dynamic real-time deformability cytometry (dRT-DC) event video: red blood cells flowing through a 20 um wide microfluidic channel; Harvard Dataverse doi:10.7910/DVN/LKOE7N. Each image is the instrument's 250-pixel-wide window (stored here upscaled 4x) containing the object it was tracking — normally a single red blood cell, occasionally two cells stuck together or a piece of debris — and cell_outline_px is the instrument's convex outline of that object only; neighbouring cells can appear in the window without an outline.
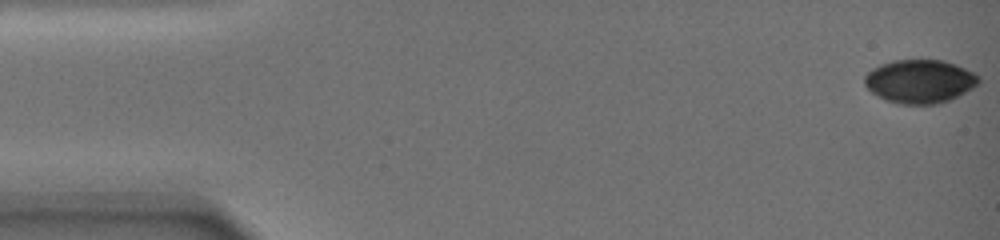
{"species": "common noctule bat (a hibernating species)", "species_latin": "Nyctalus noctula", "temperature_condition": "warm", "stored_images_in_passage": 102, "camera_frame_rate_fps": 3000, "um_per_image_px": 0.085, "animal": {"sex": "female", "body_mass_g": 19.0, "forearm_length_mm": 51.5}, "frame": {"image": 1, "passage_image": 1, "time_ms": 0.0, "image_size_px": [1000, 240], "cell_outline_px": [[980, 80], [972, 88], [940, 104], [900, 104], [884, 100], [872, 92], [864, 84], [864, 76], [872, 68], [880, 64], [892, 60], [944, 60], [956, 64], [980, 76]], "centroid_in_image_um": [78.15, 6.91], "position_along_channel_um": 6.9, "area_um2": 28.9}}
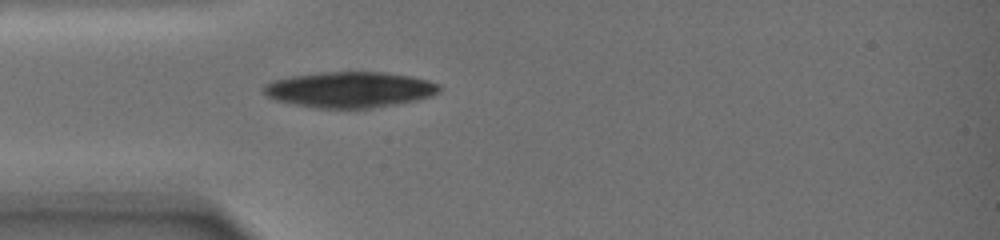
{"frame": {"image": 2, "passage_image": 31, "time_ms": 5.667, "image_size_px": [1000, 240], "cell_outline_px": [[440, 92], [416, 100], [396, 104], [372, 108], [316, 108], [292, 104], [276, 100], [268, 96], [260, 88], [264, 84], [272, 80], [288, 76], [320, 72], [384, 72], [412, 76], [428, 80], [440, 84]], "centroid_in_image_um": [29.69, 7.61], "position_along_channel_um": 55.3, "area_um2": 36.88}}
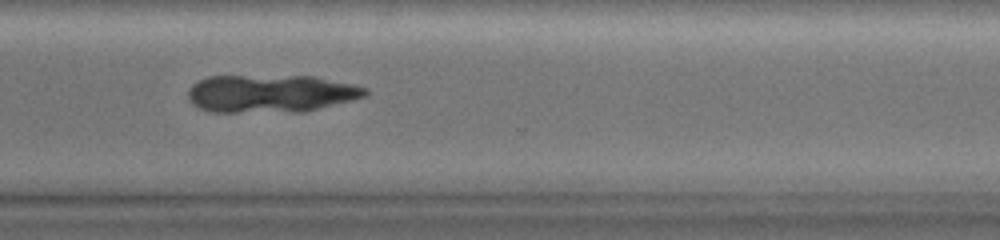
{"frame": {"image": 3, "passage_image": 65, "time_ms": 14.667, "image_size_px": [1000, 240], "cell_outline_px": [[368, 96], [304, 112], [212, 112], [200, 108], [192, 104], [188, 100], [188, 88], [192, 84], [208, 76], [312, 76], [352, 84], [368, 88]], "centroid_in_image_um": [23.0, 7.96], "position_along_channel_um": 347.6, "area_um2": 39.25}}